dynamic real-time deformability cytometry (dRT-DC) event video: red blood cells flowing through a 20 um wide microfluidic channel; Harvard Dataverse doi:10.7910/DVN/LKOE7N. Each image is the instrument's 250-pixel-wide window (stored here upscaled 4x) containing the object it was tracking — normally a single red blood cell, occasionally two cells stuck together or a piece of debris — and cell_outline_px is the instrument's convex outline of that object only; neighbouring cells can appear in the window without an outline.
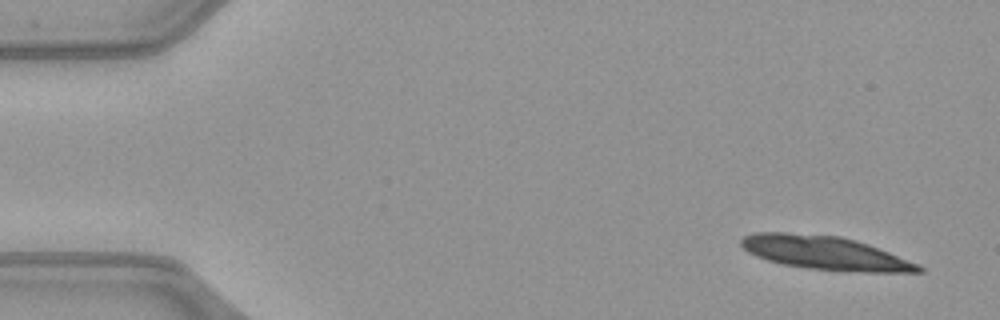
{"species": "common noctule bat (a hibernating species)", "species_latin": "Nyctalus noctula", "temperature_condition": "warm", "stored_images_in_passage": 26, "camera_frame_rate_fps": 3000, "um_per_image_px": 0.085, "animal": {"sex": "female", "body_mass_g": 21.9}, "frame": {"image": 1, "passage_image": 1, "time_ms": 0.0, "image_size_px": [1000, 320], "cell_outline_px": [[924, 272], [868, 272], [808, 268], [780, 264], [756, 256], [748, 252], [740, 244], [740, 240], [744, 236], [756, 232], [784, 232], [840, 236], [856, 240], [868, 244], [920, 264], [924, 268]], "centroid_in_image_um": [70.13, 21.49], "position_along_channel_um": 14.9, "area_um2": 34.62}}
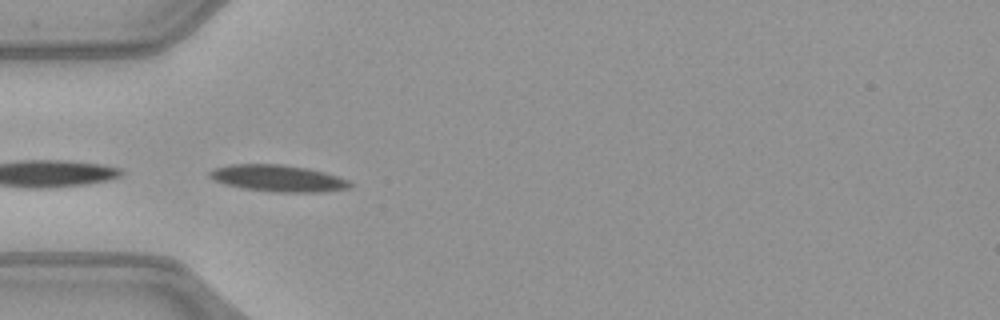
{"frame": {"image": 2, "passage_image": 14, "time_ms": 4.333, "image_size_px": [1000, 320], "cell_outline_px": [[352, 184], [348, 188], [324, 192], [272, 192], [240, 188], [224, 184], [208, 176], [208, 172], [216, 168], [232, 164], [280, 164], [304, 168], [324, 172], [348, 180]], "centroid_in_image_um": [23.6, 15.16], "position_along_channel_um": 61.4, "area_um2": 21.68}}